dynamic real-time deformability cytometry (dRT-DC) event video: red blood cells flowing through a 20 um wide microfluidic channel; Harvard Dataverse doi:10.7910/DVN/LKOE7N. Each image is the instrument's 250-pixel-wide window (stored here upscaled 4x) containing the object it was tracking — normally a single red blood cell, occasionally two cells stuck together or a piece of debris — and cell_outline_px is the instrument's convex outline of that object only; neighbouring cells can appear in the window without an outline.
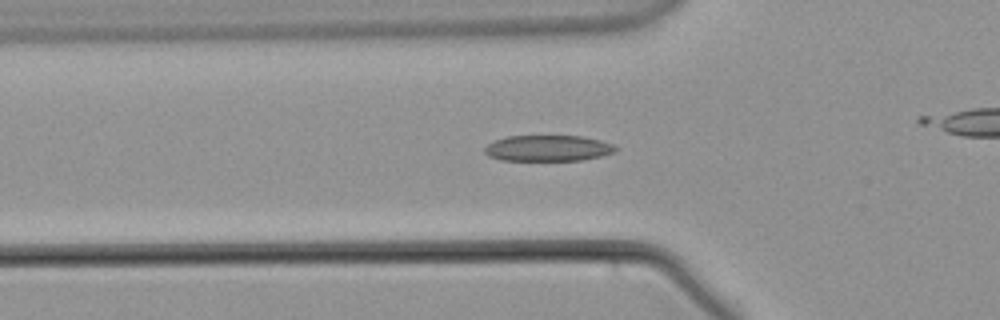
{"species": "common noctule bat (a hibernating species)", "species_latin": "Nyctalus noctula", "temperature_condition": "warm", "stored_images_in_passage": 45, "camera_frame_rate_fps": 3000, "um_per_image_px": 0.085, "animal": {"sex": "male", "body_mass_g": 21.5, "forearm_length_mm": 52.0}, "frame": {"image": 1, "passage_image": 20, "time_ms": 6.333, "image_size_px": [1000, 320], "cell_outline_px": [[616, 152], [600, 156], [580, 160], [500, 160], [488, 156], [484, 152], [484, 148], [488, 144], [496, 140], [508, 136], [580, 136], [600, 140], [612, 144], [616, 148]], "centroid_in_image_um": [46.55, 12.6], "position_along_channel_um": 79.2, "area_um2": 19.65}}
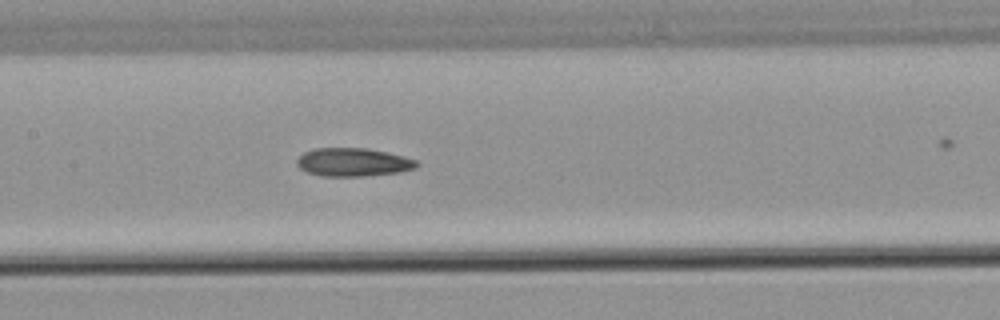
{"frame": {"image": 2, "passage_image": 28, "time_ms": 9.0, "image_size_px": [1000, 320], "cell_outline_px": [[420, 164], [416, 168], [400, 172], [364, 176], [324, 176], [308, 172], [300, 168], [296, 164], [296, 160], [304, 152], [312, 148], [368, 148], [404, 156], [416, 160]], "centroid_in_image_um": [30.03, 13.78], "position_along_channel_um": 177.4, "area_um2": 19.83}}
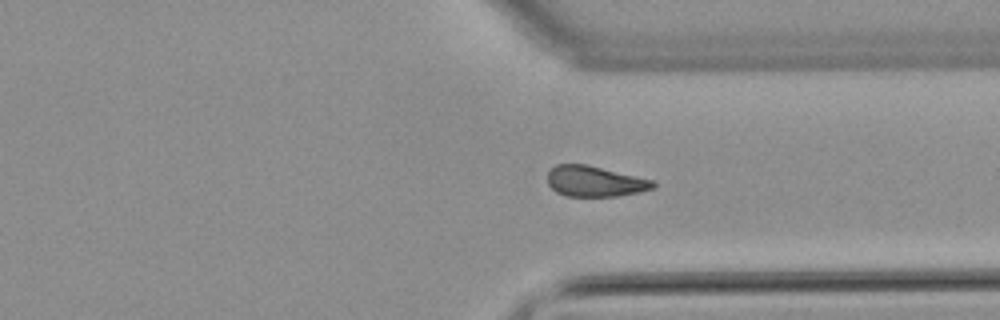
{"frame": {"image": 3, "passage_image": 43, "time_ms": 14.0, "image_size_px": [1000, 320], "cell_outline_px": [[656, 184], [652, 188], [636, 192], [616, 196], [568, 196], [556, 192], [548, 184], [548, 172], [556, 164], [584, 164], [652, 180]], "centroid_in_image_um": [50.5, 15.41], "position_along_channel_um": 360.9, "area_um2": 18.38}}